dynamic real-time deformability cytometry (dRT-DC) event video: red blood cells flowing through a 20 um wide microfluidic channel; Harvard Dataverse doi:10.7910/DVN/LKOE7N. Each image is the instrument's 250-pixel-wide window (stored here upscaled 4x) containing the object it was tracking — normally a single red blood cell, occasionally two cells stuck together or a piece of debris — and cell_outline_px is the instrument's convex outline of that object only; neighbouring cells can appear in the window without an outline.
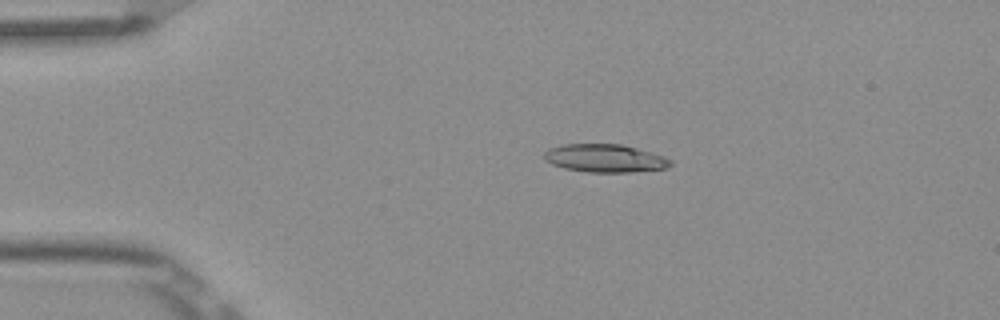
{"species": "Egyptian fruit bat (a non-hibernating species)", "species_latin": "Rousettus aegyptiacus", "temperature_condition": "room temperature", "stored_images_in_passage": 8, "camera_frame_rate_fps": 3000, "um_per_image_px": 0.085, "frame": {"image": 1, "passage_image": 4, "time_ms": 1.0, "image_size_px": [1000, 320], "cell_outline_px": [[672, 164], [668, 168], [632, 172], [588, 172], [564, 168], [552, 164], [544, 160], [544, 152], [548, 148], [564, 144], [620, 144], [636, 148], [664, 156], [672, 160]], "centroid_in_image_um": [51.42, 13.45], "position_along_channel_um": 33.6, "area_um2": 20.69}}
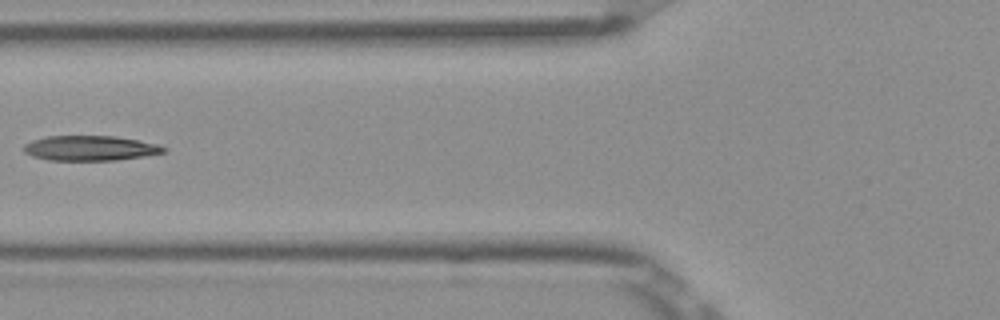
{"frame": {"image": 2, "passage_image": 7, "time_ms": 2.0, "image_size_px": [1000, 320], "cell_outline_px": [[168, 148], [164, 152], [144, 156], [116, 160], [48, 160], [32, 156], [24, 152], [24, 144], [32, 140], [48, 136], [116, 136], [160, 144]], "centroid_in_image_um": [7.68, 12.59], "position_along_channel_um": 118.1, "area_um2": 20.4}}
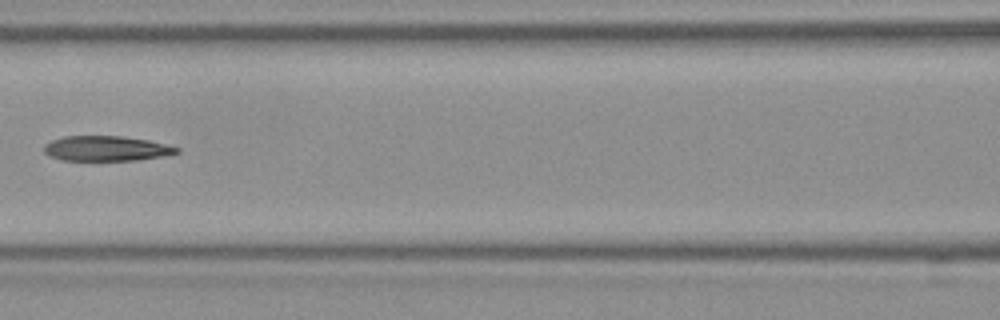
{"frame": {"image": 3, "passage_image": 8, "time_ms": 2.333, "image_size_px": [1000, 320], "cell_outline_px": [[180, 152], [168, 156], [136, 160], [64, 160], [52, 156], [44, 152], [44, 144], [52, 140], [64, 136], [120, 136], [148, 140], [180, 148]], "centroid_in_image_um": [9.07, 12.62], "position_along_channel_um": 157.5, "area_um2": 19.31}}